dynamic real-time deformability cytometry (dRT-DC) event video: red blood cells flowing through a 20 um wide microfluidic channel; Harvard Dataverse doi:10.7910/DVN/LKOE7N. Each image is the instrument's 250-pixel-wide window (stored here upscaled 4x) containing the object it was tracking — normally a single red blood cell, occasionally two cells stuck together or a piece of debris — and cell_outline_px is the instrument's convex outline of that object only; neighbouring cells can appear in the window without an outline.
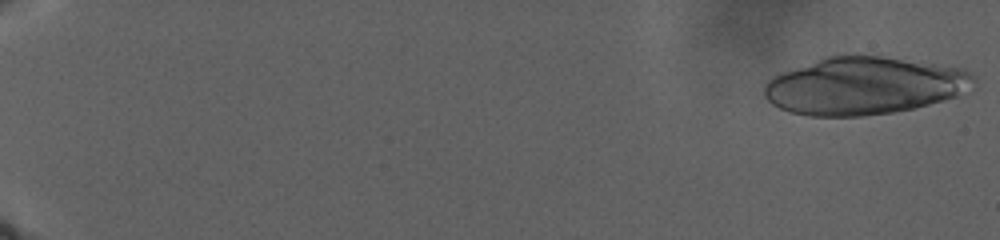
{"species": "human", "species_latin": "Homo sapiens", "temperature_condition": "warm", "stored_images_in_passage": 26, "camera_frame_rate_fps": 3000, "um_per_image_px": 0.085, "donor": {"sex": "male"}, "frame": {"image": 1, "passage_image": 1, "time_ms": 0.0, "image_size_px": [1000, 240], "cell_outline_px": [[976, 88], [956, 96], [928, 104], [912, 108], [892, 112], [864, 116], [808, 116], [788, 112], [772, 104], [764, 96], [764, 84], [772, 76], [780, 72], [828, 56], [880, 56], [964, 68], [976, 76]], "centroid_in_image_um": [73.47, 7.3], "position_along_channel_um": 11.5, "area_um2": 70.4}}